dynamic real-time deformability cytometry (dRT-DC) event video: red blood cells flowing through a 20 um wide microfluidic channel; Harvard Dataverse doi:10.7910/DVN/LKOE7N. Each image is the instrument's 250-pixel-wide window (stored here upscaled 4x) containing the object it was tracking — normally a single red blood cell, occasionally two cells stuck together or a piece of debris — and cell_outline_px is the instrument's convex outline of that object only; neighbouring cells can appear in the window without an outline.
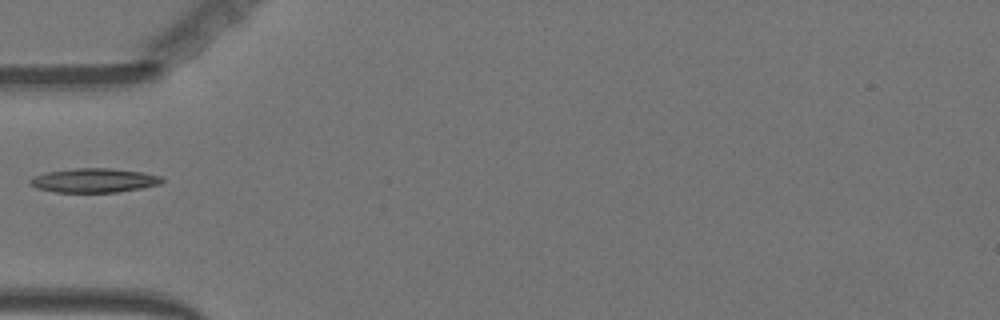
{"species": "Egyptian fruit bat (a non-hibernating species)", "species_latin": "Rousettus aegyptiacus", "temperature_condition": "warm", "stored_images_in_passage": 38, "camera_frame_rate_fps": 3000, "um_per_image_px": 0.085, "animal": {"sex": "female"}, "frame": {"image": 1, "passage_image": 1, "time_ms": 0.0, "image_size_px": [1000, 320], "cell_outline_px": [[164, 180], [160, 184], [140, 188], [116, 192], [56, 192], [36, 188], [28, 184], [28, 180], [36, 176], [48, 172], [72, 168], [112, 168], [140, 172], [160, 176]], "centroid_in_image_um": [7.96, 15.33], "position_along_channel_um": 77.0, "area_um2": 18.44}}
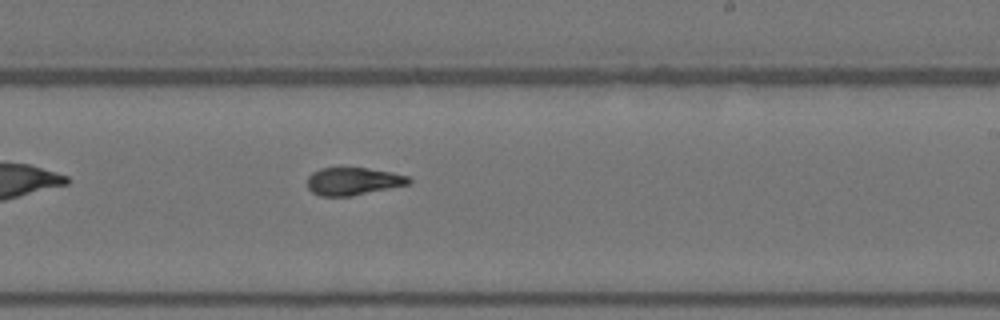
{"frame": {"image": 2, "passage_image": 16, "time_ms": 5.0, "image_size_px": [1000, 320], "cell_outline_px": [[412, 180], [408, 184], [352, 196], [320, 196], [312, 192], [308, 188], [308, 176], [312, 172], [320, 168], [368, 168], [392, 172], [408, 176]], "centroid_in_image_um": [30.0, 15.4], "position_along_channel_um": 259.0, "area_um2": 16.3}}
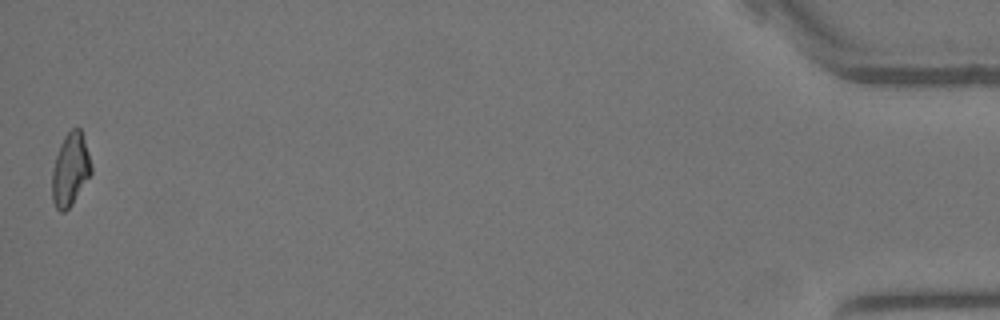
{"frame": {"image": 3, "passage_image": 38, "time_ms": 12.333, "image_size_px": [1000, 320], "cell_outline_px": [[92, 172], [72, 204], [64, 212], [60, 212], [56, 208], [52, 200], [52, 172], [56, 156], [60, 144], [64, 136], [72, 128], [80, 128], [92, 164]], "centroid_in_image_um": [5.97, 14.42], "position_along_channel_um": 429.2, "area_um2": 16.47}}